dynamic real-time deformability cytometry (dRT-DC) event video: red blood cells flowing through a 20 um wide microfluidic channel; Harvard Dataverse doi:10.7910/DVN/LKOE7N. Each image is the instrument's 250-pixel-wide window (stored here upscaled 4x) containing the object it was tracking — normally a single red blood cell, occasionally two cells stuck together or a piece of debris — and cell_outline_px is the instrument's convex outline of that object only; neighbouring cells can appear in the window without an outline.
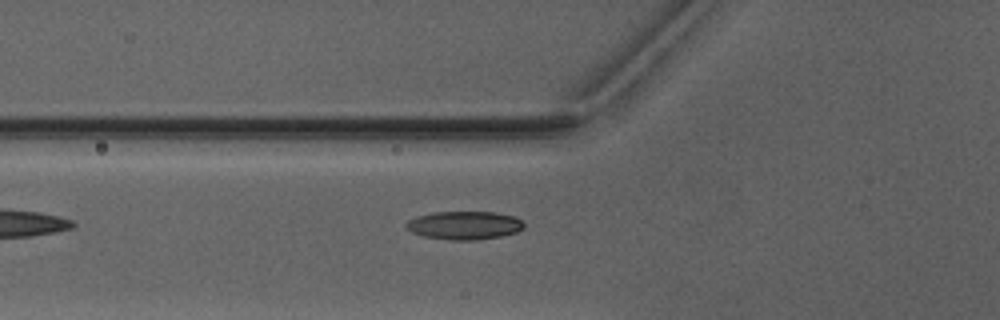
{"species": "Egyptian fruit bat (a non-hibernating species)", "species_latin": "Rousettus aegyptiacus", "temperature_condition": "warm", "stored_images_in_passage": 7, "segment_of_instrument_passage": [1, 2], "camera_frame_rate_fps": 3000, "um_per_image_px": 0.085, "animal": {"sex": "male"}, "frame": {"image": 1, "passage_image": 6, "time_ms": 6.0, "image_size_px": [1000, 320], "cell_outline_px": [[524, 228], [516, 232], [500, 236], [476, 240], [448, 240], [424, 236], [412, 232], [404, 224], [408, 220], [416, 216], [432, 212], [496, 212], [516, 216], [524, 224]], "centroid_in_image_um": [39.47, 19.14], "position_along_channel_um": 86.3, "area_um2": 19.48}}